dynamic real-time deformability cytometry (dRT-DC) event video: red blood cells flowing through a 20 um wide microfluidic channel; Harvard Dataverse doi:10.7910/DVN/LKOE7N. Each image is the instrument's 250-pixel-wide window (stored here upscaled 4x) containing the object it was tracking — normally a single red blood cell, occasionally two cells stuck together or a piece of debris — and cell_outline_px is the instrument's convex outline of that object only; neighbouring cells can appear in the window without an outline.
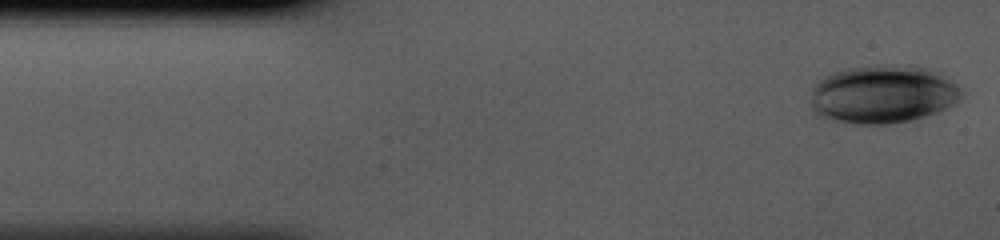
{"species": "human", "species_latin": "Homo sapiens", "temperature_condition": "cold", "stored_images_in_passage": 41, "camera_frame_rate_fps": 3000, "um_per_image_px": 0.085, "donor": {"sex": "male"}, "frame": {"image": 1, "passage_image": 1, "time_ms": 0.0, "image_size_px": [1000, 240], "cell_outline_px": [[964, 92], [952, 104], [936, 112], [912, 120], [888, 124], [856, 124], [824, 120], [816, 116], [812, 112], [812, 88], [816, 80], [824, 76], [848, 68], [876, 64], [908, 64], [928, 68], [936, 72], [956, 84]], "centroid_in_image_um": [74.97, 8.01], "position_along_channel_um": 10.0, "area_um2": 51.73}}
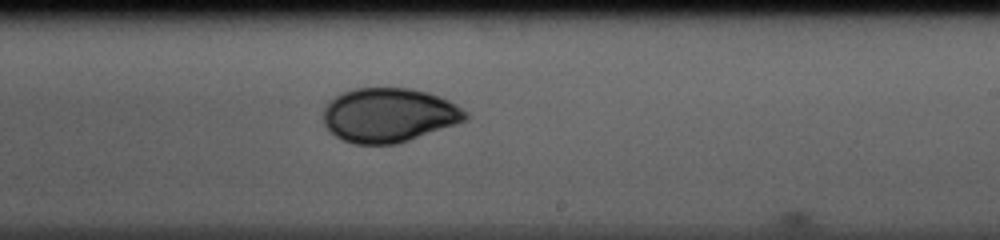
{"frame": {"image": 2, "passage_image": 24, "time_ms": 7.667, "image_size_px": [1000, 240], "cell_outline_px": [[468, 120], [396, 144], [356, 144], [344, 140], [336, 136], [324, 124], [324, 108], [336, 96], [344, 92], [356, 88], [412, 88], [428, 92], [448, 100], [456, 104], [468, 112]], "centroid_in_image_um": [33.09, 9.78], "position_along_channel_um": 255.9, "area_um2": 44.62}}
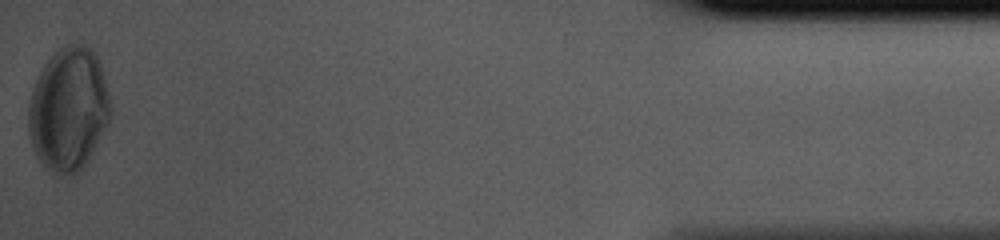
{"frame": {"image": 3, "passage_image": 41, "time_ms": 13.333, "image_size_px": [1000, 240], "cell_outline_px": [[112, 116], [108, 124], [88, 160], [72, 176], [68, 176], [48, 172], [36, 156], [32, 148], [28, 132], [28, 104], [32, 88], [44, 64], [60, 48], [68, 44], [84, 44], [92, 48], [100, 60], [112, 108]], "centroid_in_image_um": [5.82, 9.3], "position_along_channel_um": 429.4, "area_um2": 59.65}}